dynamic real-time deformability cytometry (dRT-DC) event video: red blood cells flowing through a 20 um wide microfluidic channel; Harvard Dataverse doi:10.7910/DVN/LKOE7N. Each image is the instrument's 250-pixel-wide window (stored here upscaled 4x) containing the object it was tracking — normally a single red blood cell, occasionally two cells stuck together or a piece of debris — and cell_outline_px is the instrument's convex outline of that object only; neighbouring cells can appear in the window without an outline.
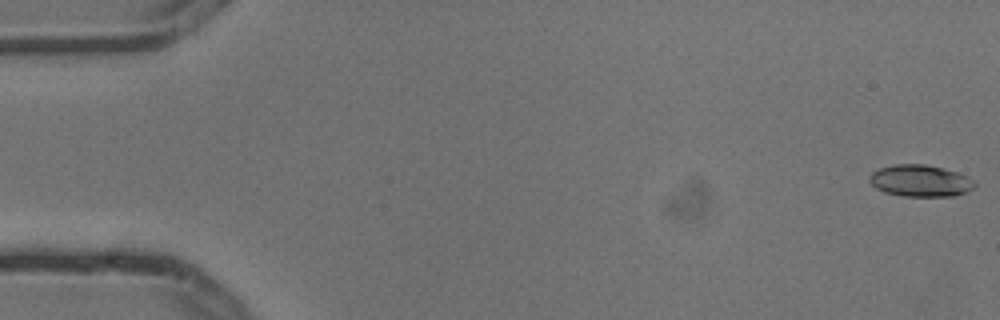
{"species": "common noctule bat (a hibernating species)", "species_latin": "Nyctalus noctula", "temperature_condition": "cold", "stored_images_in_passage": 6, "camera_frame_rate_fps": 3000, "um_per_image_px": 0.085, "animal": {"sex": "male", "body_mass_g": 13.3}, "frame": {"image": 1, "passage_image": 1, "time_ms": 0.0, "image_size_px": [1000, 320], "cell_outline_px": [[976, 184], [968, 192], [956, 196], [900, 196], [884, 192], [876, 188], [868, 180], [868, 176], [872, 172], [880, 168], [896, 164], [924, 164], [956, 172], [972, 180]], "centroid_in_image_um": [78.19, 15.38], "position_along_channel_um": 6.8, "area_um2": 19.36}}
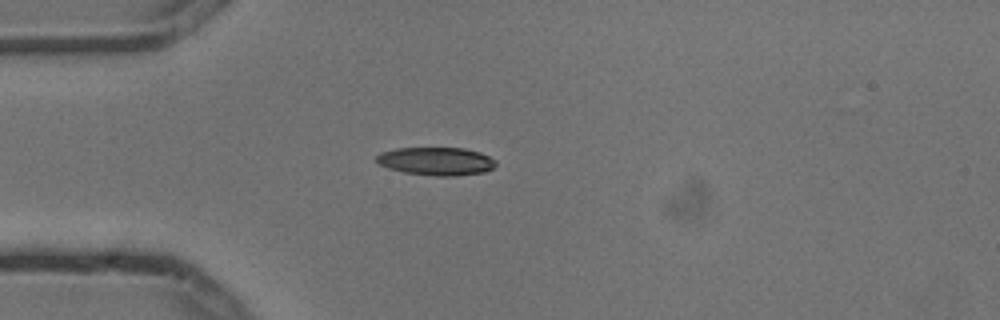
{"frame": {"image": 2, "passage_image": 5, "time_ms": 1.333, "image_size_px": [1000, 320], "cell_outline_px": [[496, 164], [492, 168], [484, 172], [456, 176], [436, 176], [404, 172], [388, 168], [380, 164], [376, 160], [376, 156], [380, 152], [396, 148], [464, 148], [480, 152], [496, 160]], "centroid_in_image_um": [37.08, 13.7], "position_along_channel_um": 47.9, "area_um2": 19.54}}